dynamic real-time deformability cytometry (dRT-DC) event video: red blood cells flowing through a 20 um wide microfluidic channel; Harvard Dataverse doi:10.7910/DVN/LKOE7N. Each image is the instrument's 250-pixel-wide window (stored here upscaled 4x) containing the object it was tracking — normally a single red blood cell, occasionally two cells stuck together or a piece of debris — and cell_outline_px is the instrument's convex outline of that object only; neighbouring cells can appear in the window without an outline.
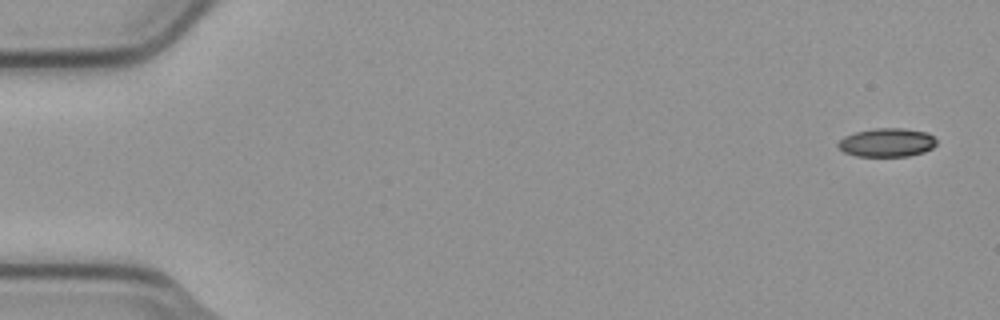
{"species": "common noctule bat (a hibernating species)", "species_latin": "Nyctalus noctula", "temperature_condition": "cold", "stored_images_in_passage": 4, "camera_frame_rate_fps": 3000, "um_per_image_px": 0.085, "animal": {"sex": "male", "body_mass_g": 23.1, "forearm_length_mm": 52.7}, "frame": {"image": 1, "passage_image": 1, "time_ms": 0.0, "image_size_px": [1000, 320], "cell_outline_px": [[936, 144], [932, 148], [924, 152], [908, 156], [856, 156], [844, 152], [836, 144], [844, 136], [856, 132], [872, 128], [904, 128], [928, 132], [936, 140]], "centroid_in_image_um": [75.39, 12.11], "position_along_channel_um": 9.6, "area_um2": 16.47}}
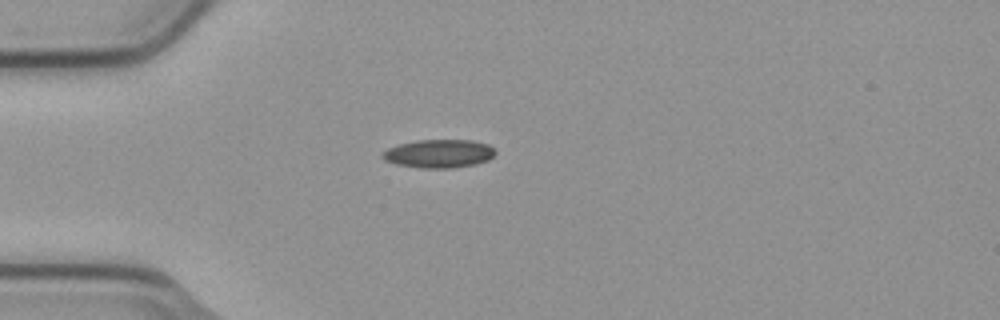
{"frame": {"image": 2, "passage_image": 4, "time_ms": 1.0, "image_size_px": [1000, 320], "cell_outline_px": [[496, 152], [488, 160], [476, 164], [448, 168], [424, 168], [396, 164], [384, 160], [380, 156], [388, 148], [400, 144], [416, 140], [472, 140], [488, 144]], "centroid_in_image_um": [37.3, 13.05], "position_along_channel_um": 47.7, "area_um2": 18.5}}